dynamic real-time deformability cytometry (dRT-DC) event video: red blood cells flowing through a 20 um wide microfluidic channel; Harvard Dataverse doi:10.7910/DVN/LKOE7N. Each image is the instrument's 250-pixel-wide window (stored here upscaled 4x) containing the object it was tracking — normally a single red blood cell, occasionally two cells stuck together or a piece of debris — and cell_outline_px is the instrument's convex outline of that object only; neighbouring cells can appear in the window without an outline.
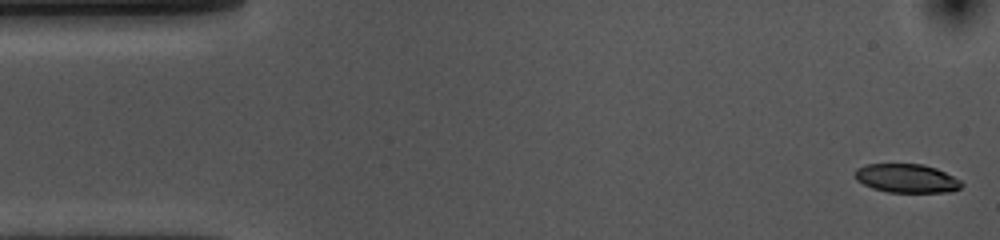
{"species": "common noctule bat (a hibernating species)", "species_latin": "Nyctalus noctula", "temperature_condition": "cold", "stored_images_in_passage": 54, "camera_frame_rate_fps": 3000, "um_per_image_px": 0.085, "animal": {"sex": "female", "body_mass_g": 10.0, "forearm_length_mm": 53.1}, "frame": {"image": 1, "passage_image": 1, "time_ms": 0.0, "image_size_px": [1000, 240], "cell_outline_px": [[964, 184], [960, 188], [952, 192], [888, 192], [872, 188], [856, 180], [856, 168], [864, 164], [924, 164], [936, 168], [960, 180]], "centroid_in_image_um": [77.07, 15.16], "position_along_channel_um": 7.9, "area_um2": 17.86}}
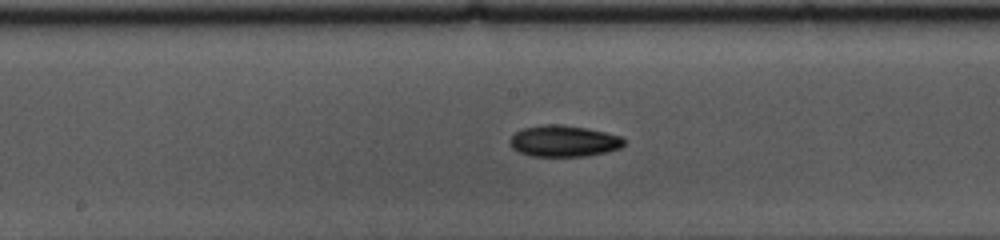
{"frame": {"image": 2, "passage_image": 26, "time_ms": 8.333, "image_size_px": [1000, 240], "cell_outline_px": [[624, 144], [620, 148], [608, 152], [584, 156], [532, 156], [520, 152], [512, 148], [512, 136], [516, 132], [524, 128], [544, 124], [560, 124], [588, 128], [620, 136], [624, 140]], "centroid_in_image_um": [47.95, 11.99], "position_along_channel_um": 200.2, "area_um2": 20.63}}
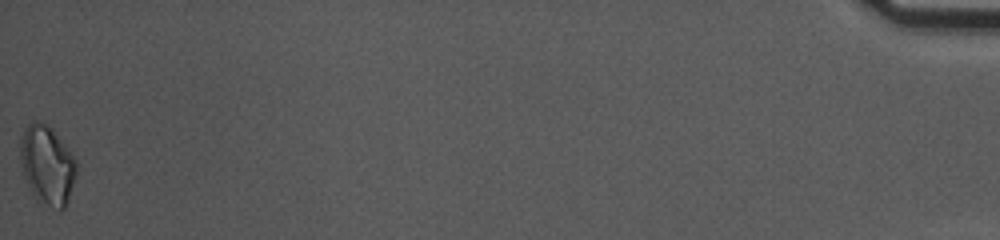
{"frame": {"image": 3, "passage_image": 54, "time_ms": 17.667, "image_size_px": [1000, 240], "cell_outline_px": [[80, 164], [68, 200], [64, 208], [60, 208], [40, 204], [36, 200], [24, 176], [20, 164], [20, 140], [24, 128], [32, 120], [40, 120], [48, 124], [52, 128]], "centroid_in_image_um": [4.02, 13.99], "position_along_channel_um": 431.2, "area_um2": 26.3}, "authors_computed_cell_mechanics": {"area_um2": 19.7387, "velocity_mm_per_s": 3.6102, "shape_relaxation_time_tau1_ms": 4.0594, "shape_relaxation_time_tau2_ms": null, "deformation_change_tau1": 0.1181, "deformation_change_tau2": null}}